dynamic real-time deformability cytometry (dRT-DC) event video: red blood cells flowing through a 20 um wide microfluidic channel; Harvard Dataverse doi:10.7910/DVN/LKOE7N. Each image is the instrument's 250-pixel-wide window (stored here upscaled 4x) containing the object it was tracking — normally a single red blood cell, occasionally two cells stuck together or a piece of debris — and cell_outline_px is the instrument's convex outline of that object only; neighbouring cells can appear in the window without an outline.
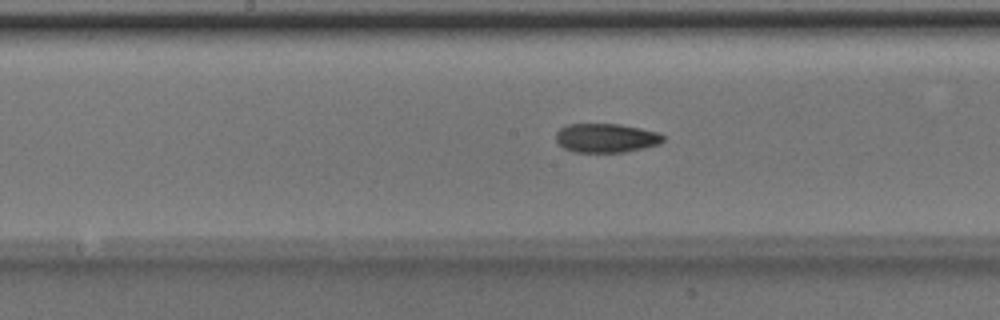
{"species": "Egyptian fruit bat (a non-hibernating species)", "species_latin": "Rousettus aegyptiacus", "temperature_condition": "room temperature", "stored_images_in_passage": 51, "camera_frame_rate_fps": 3000, "um_per_image_px": 0.085, "animal": {"sex": "male"}, "frame": {"image": 1, "passage_image": 26, "time_ms": 8.333, "image_size_px": [1000, 320], "cell_outline_px": [[664, 140], [660, 144], [644, 148], [624, 152], [572, 152], [564, 148], [556, 140], [556, 132], [564, 124], [620, 124], [660, 132], [664, 136]], "centroid_in_image_um": [51.53, 11.72], "position_along_channel_um": 196.7, "area_um2": 18.32}}
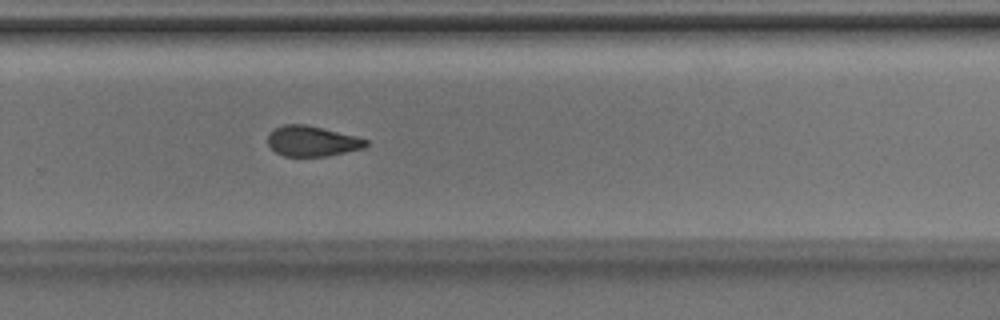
{"frame": {"image": 2, "passage_image": 34, "time_ms": 11.0, "image_size_px": [1000, 320], "cell_outline_px": [[368, 144], [364, 148], [328, 156], [284, 156], [276, 152], [268, 144], [268, 132], [284, 124], [304, 124], [356, 136], [368, 140]], "centroid_in_image_um": [26.52, 12.0], "position_along_channel_um": 303.3, "area_um2": 17.28}}
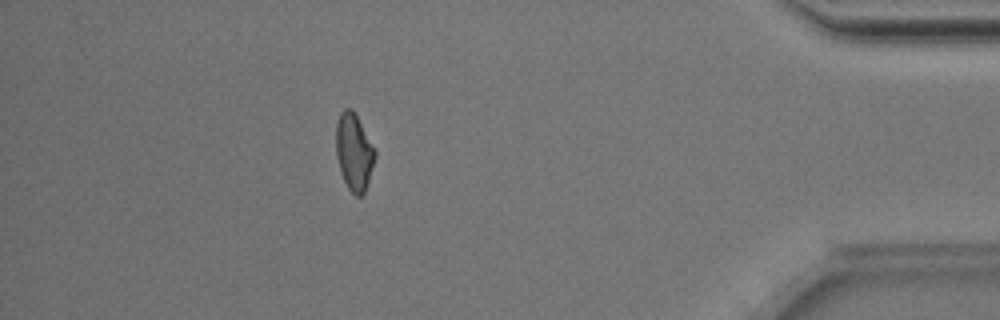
{"frame": {"image": 3, "passage_image": 45, "time_ms": 14.667, "image_size_px": [1000, 320], "cell_outline_px": [[376, 156], [364, 192], [360, 196], [356, 196], [348, 188], [340, 172], [336, 156], [336, 124], [340, 112], [344, 108], [352, 108], [376, 152]], "centroid_in_image_um": [30.06, 12.9], "position_along_channel_um": 405.1, "area_um2": 17.22}, "authors_computed_cell_mechanics": {"area_um2": 17.9758, "velocity_mm_per_s": 4.0286, "shape_relaxation_time_tau1_ms": 5.4775, "shape_relaxation_time_tau2_ms": 2.9785, "deformation_change_tau1": 0.1684, "deformation_change_tau2": 0.0977}}